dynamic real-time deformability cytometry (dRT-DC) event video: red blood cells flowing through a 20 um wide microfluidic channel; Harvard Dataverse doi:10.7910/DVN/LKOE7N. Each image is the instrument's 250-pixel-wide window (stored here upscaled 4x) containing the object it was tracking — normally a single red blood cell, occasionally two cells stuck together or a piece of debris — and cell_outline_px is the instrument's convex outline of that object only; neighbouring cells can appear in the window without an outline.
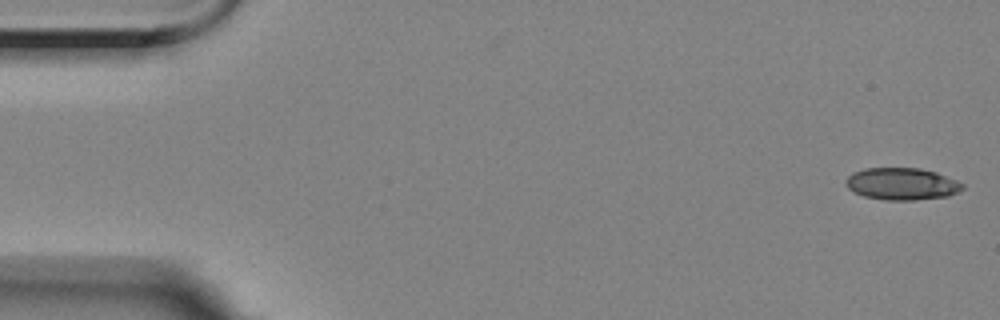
{"species": "Egyptian fruit bat (a non-hibernating species)", "species_latin": "Rousettus aegyptiacus", "temperature_condition": "room temperature", "stored_images_in_passage": 56, "camera_frame_rate_fps": 3000, "um_per_image_px": 0.085, "animal": {"sex": "female"}, "frame": {"image": 1, "passage_image": 1, "time_ms": 0.0, "image_size_px": [1000, 320], "cell_outline_px": [[964, 188], [948, 196], [916, 200], [884, 200], [864, 196], [848, 188], [844, 184], [844, 180], [852, 172], [864, 168], [920, 168], [936, 172], [956, 180], [964, 184]], "centroid_in_image_um": [76.63, 15.62], "position_along_channel_um": 8.4, "area_um2": 21.91}}
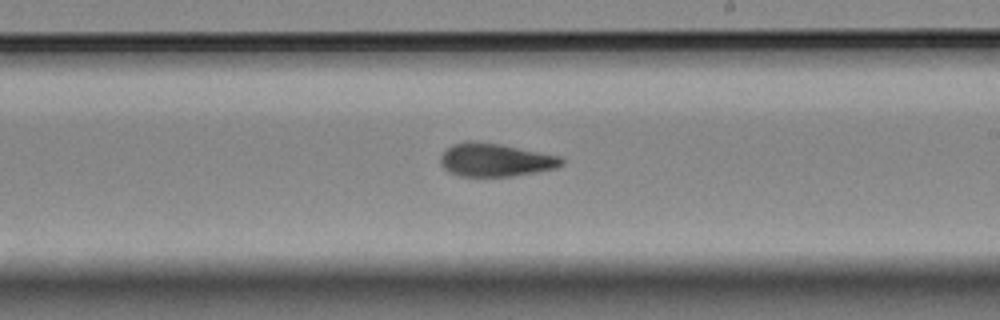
{"frame": {"image": 2, "passage_image": 32, "time_ms": 10.333, "image_size_px": [1000, 320], "cell_outline_px": [[564, 164], [556, 168], [536, 172], [512, 176], [460, 176], [448, 172], [440, 164], [440, 156], [452, 144], [468, 140], [500, 144], [560, 156], [564, 160]], "centroid_in_image_um": [42.09, 13.59], "position_along_channel_um": 246.9, "area_um2": 23.41}}
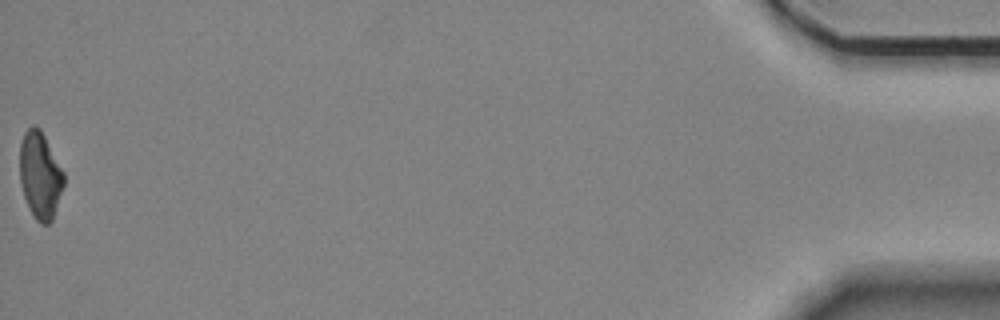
{"frame": {"image": 3, "passage_image": 56, "time_ms": 18.333, "image_size_px": [1000, 320], "cell_outline_px": [[64, 184], [52, 220], [48, 224], [40, 224], [36, 220], [24, 196], [20, 180], [20, 144], [24, 132], [32, 124], [40, 128], [64, 172]], "centroid_in_image_um": [3.41, 14.88], "position_along_channel_um": 431.8, "area_um2": 22.08}, "authors_computed_cell_mechanics": {"area_um2": 22.9755, "velocity_mm_per_s": 3.5362, "shape_relaxation_time_tau1_ms": 8.6503, "shape_relaxation_time_tau2_ms": 3.9602, "deformation_change_tau1": 0.212, "deformation_change_tau2": 0.0927}}